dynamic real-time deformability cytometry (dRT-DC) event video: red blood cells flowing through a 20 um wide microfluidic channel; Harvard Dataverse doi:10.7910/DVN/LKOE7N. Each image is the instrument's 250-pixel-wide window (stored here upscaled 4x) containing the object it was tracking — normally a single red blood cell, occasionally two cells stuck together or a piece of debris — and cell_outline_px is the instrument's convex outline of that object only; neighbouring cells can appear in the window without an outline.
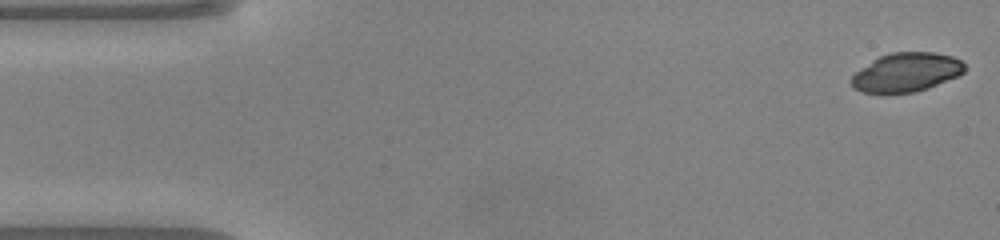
{"species": "common noctule bat (a hibernating species)", "species_latin": "Nyctalus noctula", "temperature_condition": "warm", "stored_images_in_passage": 48, "camera_frame_rate_fps": 3000, "um_per_image_px": 0.085, "animal": {"sex": "male", "body_mass_g": 20.0, "forearm_length_mm": 53.3}, "frame": {"image": 1, "passage_image": 1, "time_ms": 0.0, "image_size_px": [1000, 240], "cell_outline_px": [[964, 72], [956, 76], [928, 88], [912, 92], [860, 92], [852, 88], [852, 76], [856, 72], [872, 60], [880, 56], [892, 52], [932, 52], [952, 56], [960, 60], [964, 64]], "centroid_in_image_um": [77.02, 6.13], "position_along_channel_um": 8.0, "area_um2": 25.26}}